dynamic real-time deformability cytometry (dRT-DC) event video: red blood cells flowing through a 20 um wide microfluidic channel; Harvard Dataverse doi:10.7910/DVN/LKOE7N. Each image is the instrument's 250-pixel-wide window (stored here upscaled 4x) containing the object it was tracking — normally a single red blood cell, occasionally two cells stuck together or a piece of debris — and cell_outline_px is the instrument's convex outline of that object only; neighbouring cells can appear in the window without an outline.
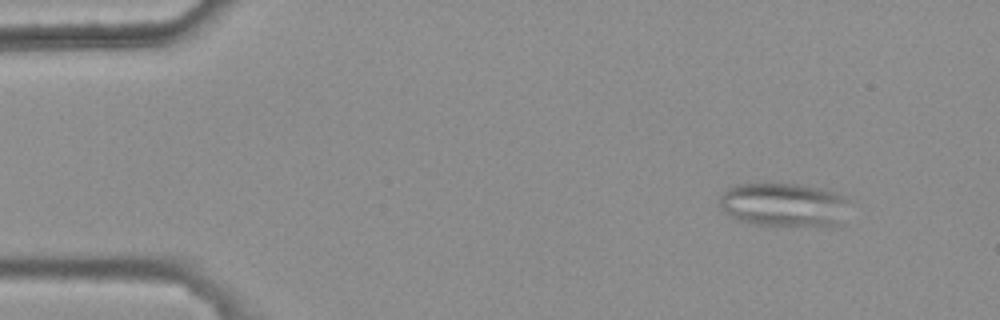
{"species": "common noctule bat (a hibernating species)", "species_latin": "Nyctalus noctula", "temperature_condition": "warm", "stored_images_in_passage": 43, "camera_frame_rate_fps": 3000, "um_per_image_px": 0.085, "animal": {"sex": "female", "body_mass_g": 25.1}, "frame": {"image": 1, "passage_image": 2, "time_ms": 0.333, "image_size_px": [1000, 320], "cell_outline_px": [[848, 200], [844, 224], [832, 228], [752, 224], [736, 220], [728, 216], [720, 208], [720, 196], [732, 184], [796, 184], [820, 188], [836, 192], [848, 196]], "centroid_in_image_um": [66.69, 17.45], "position_along_channel_um": 18.3, "area_um2": 34.28}}
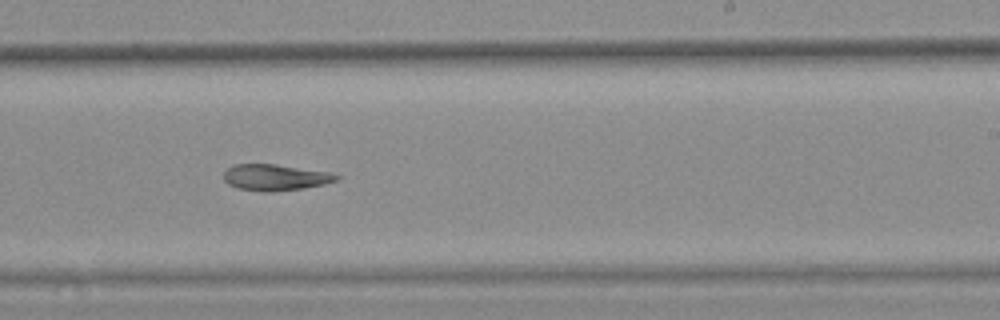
{"frame": {"image": 2, "passage_image": 29, "time_ms": 9.333, "image_size_px": [1000, 320], "cell_outline_px": [[340, 180], [324, 184], [304, 188], [272, 192], [264, 192], [236, 188], [228, 184], [224, 180], [224, 172], [232, 164], [276, 164], [328, 172], [340, 176]], "centroid_in_image_um": [23.38, 15.08], "position_along_channel_um": 265.6, "area_um2": 17.34}}
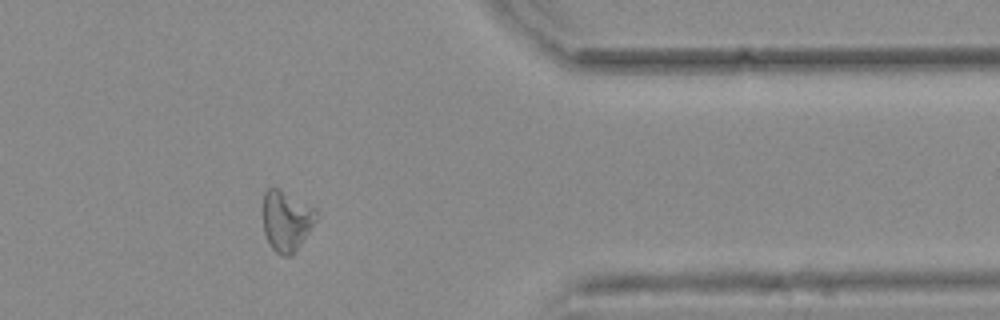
{"frame": {"image": 3, "passage_image": 40, "time_ms": 13.0, "image_size_px": [1000, 320], "cell_outline_px": [[316, 220], [292, 256], [280, 256], [272, 248], [264, 232], [264, 192], [268, 188], [280, 188], [316, 208]], "centroid_in_image_um": [24.35, 18.75], "position_along_channel_um": 387.1, "area_um2": 18.61}}